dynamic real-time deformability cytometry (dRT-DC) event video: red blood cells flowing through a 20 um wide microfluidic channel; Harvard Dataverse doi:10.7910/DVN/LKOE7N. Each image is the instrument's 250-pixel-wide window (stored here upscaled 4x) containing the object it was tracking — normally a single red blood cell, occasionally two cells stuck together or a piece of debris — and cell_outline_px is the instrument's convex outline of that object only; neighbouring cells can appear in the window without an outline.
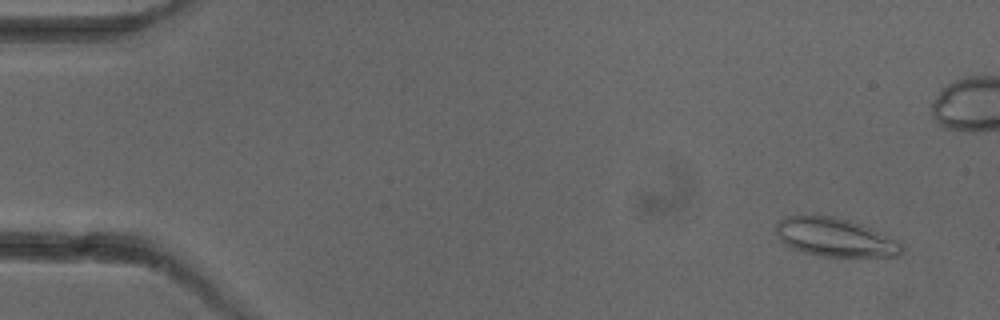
{"species": "common noctule bat (a hibernating species)", "species_latin": "Nyctalus noctula", "temperature_condition": "cold", "stored_images_in_passage": 6, "camera_frame_rate_fps": 3000, "um_per_image_px": 0.085, "animal": {"sex": "female"}, "frame": {"image": 1, "passage_image": 1, "time_ms": 0.0, "image_size_px": [1000, 320], "cell_outline_px": [[904, 248], [900, 256], [816, 256], [792, 248], [784, 244], [780, 240], [776, 232], [776, 224], [784, 216], [832, 216], [848, 220], [872, 228], [900, 244]], "centroid_in_image_um": [70.93, 20.18], "position_along_channel_um": 14.1, "area_um2": 27.86}}
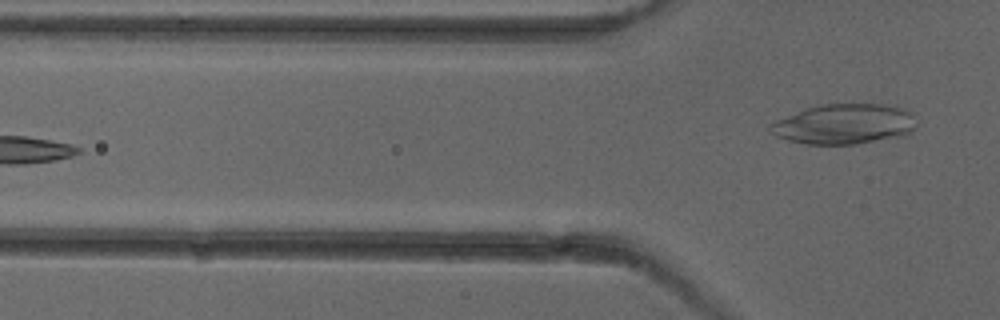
{"frame": {"image": 2, "passage_image": 6, "time_ms": 6.0, "image_size_px": [1000, 320], "cell_outline_px": [[916, 124], [912, 132], [908, 136], [856, 144], [804, 144], [788, 140], [776, 136], [768, 132], [768, 124], [776, 120], [804, 108], [820, 104], [884, 104], [904, 108], [912, 112]], "centroid_in_image_um": [71.77, 10.55], "position_along_channel_um": 54.0, "area_um2": 34.85}}